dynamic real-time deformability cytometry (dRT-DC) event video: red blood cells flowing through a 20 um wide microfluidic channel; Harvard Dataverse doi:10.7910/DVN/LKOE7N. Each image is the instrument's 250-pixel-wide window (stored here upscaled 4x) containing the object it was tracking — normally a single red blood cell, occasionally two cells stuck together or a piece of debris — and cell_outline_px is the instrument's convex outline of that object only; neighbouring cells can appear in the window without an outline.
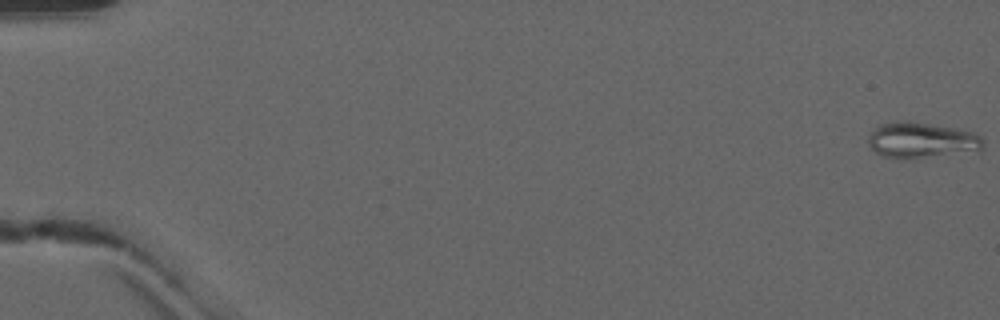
{"species": "common noctule bat (a hibernating species)", "species_latin": "Nyctalus noctula", "temperature_condition": "warm", "stored_images_in_passage": 51, "camera_frame_rate_fps": 3000, "um_per_image_px": 0.085, "animal": {"sex": "male", "forearm_length_mm": 52.5}, "frame": {"image": 1, "passage_image": 1, "time_ms": 0.0, "image_size_px": [1000, 320], "cell_outline_px": [[984, 144], [980, 148], [916, 156], [884, 156], [876, 152], [868, 144], [868, 136], [872, 128], [880, 124], [900, 120], [908, 120], [952, 128], [972, 132], [980, 136], [984, 140]], "centroid_in_image_um": [78.2, 11.83], "position_along_channel_um": 6.8, "area_um2": 22.43}}
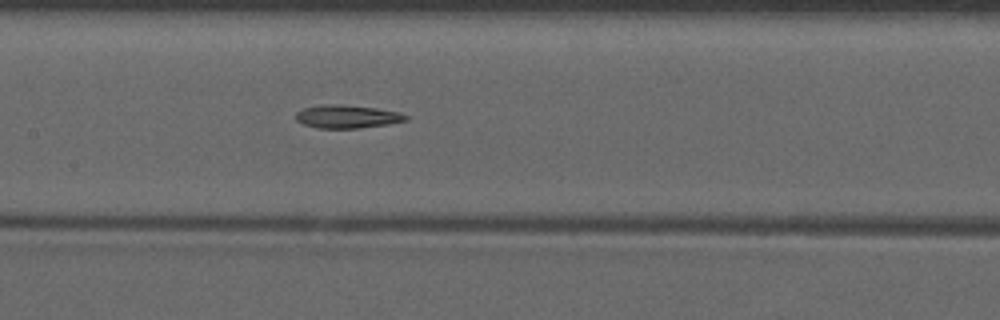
{"frame": {"image": 2, "passage_image": 26, "time_ms": 8.333, "image_size_px": [1000, 320], "cell_outline_px": [[408, 120], [388, 124], [360, 128], [316, 128], [304, 124], [296, 120], [296, 112], [304, 108], [324, 104], [336, 104], [376, 108], [400, 112], [408, 116]], "centroid_in_image_um": [29.51, 9.91], "position_along_channel_um": 177.9, "area_um2": 14.8}}
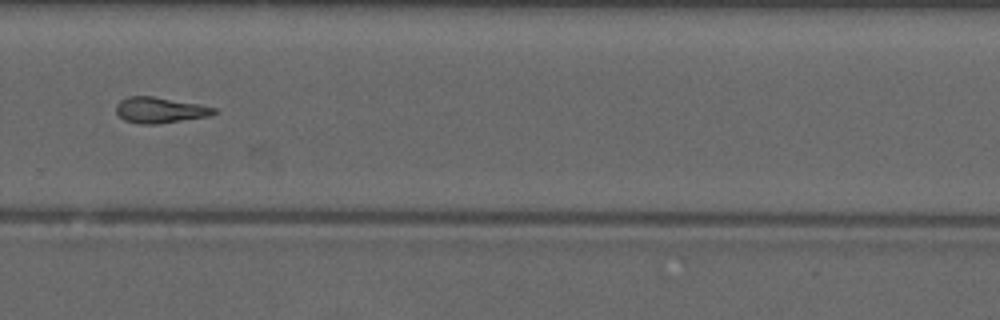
{"frame": {"image": 3, "passage_image": 36, "time_ms": 11.667, "image_size_px": [1000, 320], "cell_outline_px": [[220, 112], [208, 116], [156, 124], [140, 124], [124, 120], [116, 112], [116, 104], [120, 100], [128, 96], [152, 96], [200, 104], [216, 108]], "centroid_in_image_um": [13.6, 9.35], "position_along_channel_um": 316.2, "area_um2": 14.74}, "authors_computed_cell_mechanics": {"area_um2": 15.317, "velocity_mm_per_s": 4.176, "shape_relaxation_time_tau1_ms": null, "shape_relaxation_time_tau2_ms": 10.2578, "deformation_change_tau1": null, "deformation_change_tau2": 0.2742}}